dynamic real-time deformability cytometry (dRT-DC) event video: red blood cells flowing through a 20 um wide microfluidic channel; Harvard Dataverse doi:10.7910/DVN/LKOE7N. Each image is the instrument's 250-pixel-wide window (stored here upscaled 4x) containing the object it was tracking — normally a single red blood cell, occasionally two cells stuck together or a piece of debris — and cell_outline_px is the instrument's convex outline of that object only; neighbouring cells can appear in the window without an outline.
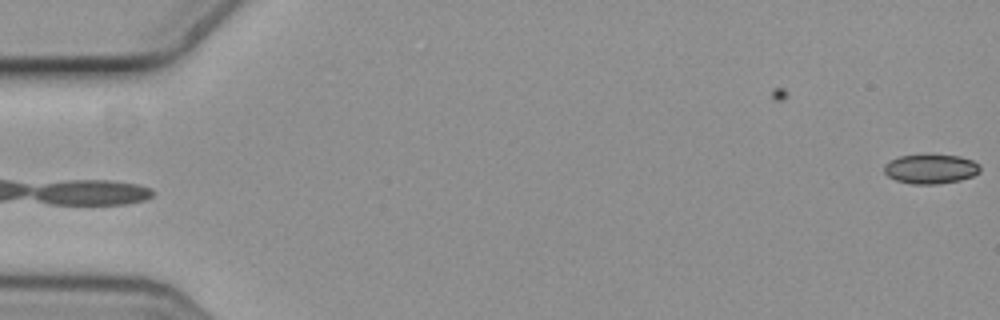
{"species": "common noctule bat (a hibernating species)", "species_latin": "Nyctalus noctula", "temperature_condition": "cold", "stored_images_in_passage": 5, "camera_frame_rate_fps": 3000, "um_per_image_px": 0.085, "animal": {"sex": "female", "body_mass_g": 19.3, "forearm_length_mm": 54.1}, "frame": {"image": 1, "passage_image": 5, "time_ms": 1.333, "image_size_px": [1000, 320], "cell_outline_px": [[980, 172], [972, 176], [960, 180], [936, 184], [912, 184], [896, 180], [888, 176], [884, 172], [884, 164], [888, 160], [900, 156], [928, 152], [960, 156], [972, 160], [980, 164]], "centroid_in_image_um": [79.1, 14.31], "position_along_channel_um": 5.9, "area_um2": 17.11}}